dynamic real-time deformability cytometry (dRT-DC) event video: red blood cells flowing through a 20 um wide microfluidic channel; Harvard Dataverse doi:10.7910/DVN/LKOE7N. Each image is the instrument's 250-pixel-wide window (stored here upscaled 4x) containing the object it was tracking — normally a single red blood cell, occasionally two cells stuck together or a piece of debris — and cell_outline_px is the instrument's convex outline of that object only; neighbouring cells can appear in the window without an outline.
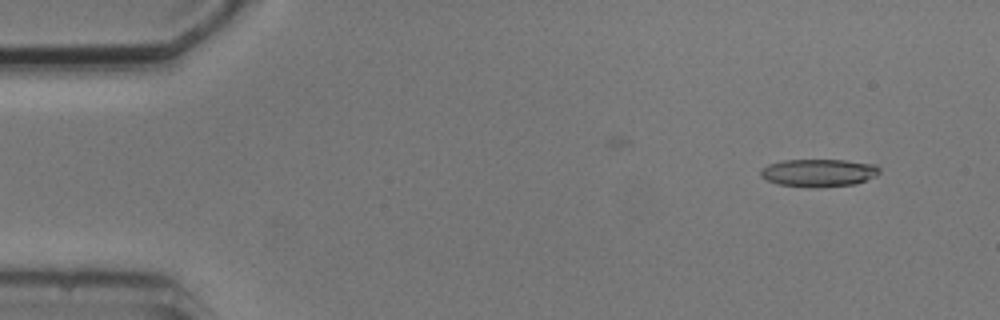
{"species": "common noctule bat (a hibernating species)", "species_latin": "Nyctalus noctula", "temperature_condition": "cold", "stored_images_in_passage": 3, "camera_frame_rate_fps": 3000, "um_per_image_px": 0.085, "animal": {"sex": "male", "body_mass_g": 20.5, "forearm_length_mm": 52.5}, "frame": {"image": 1, "passage_image": 1, "time_ms": 0.0, "image_size_px": [1000, 320], "cell_outline_px": [[880, 172], [876, 176], [856, 184], [776, 184], [760, 176], [760, 172], [768, 164], [784, 160], [844, 160], [876, 164], [880, 168]], "centroid_in_image_um": [69.63, 14.62], "position_along_channel_um": 15.4, "area_um2": 18.15}}